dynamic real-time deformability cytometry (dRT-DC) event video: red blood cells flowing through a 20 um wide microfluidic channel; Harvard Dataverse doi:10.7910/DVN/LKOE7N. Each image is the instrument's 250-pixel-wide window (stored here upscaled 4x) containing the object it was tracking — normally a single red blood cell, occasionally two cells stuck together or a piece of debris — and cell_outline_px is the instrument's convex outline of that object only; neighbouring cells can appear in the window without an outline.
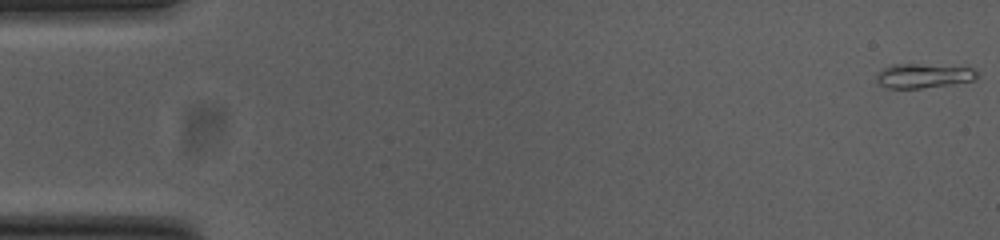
{"species": "common noctule bat (a hibernating species)", "species_latin": "Nyctalus noctula", "temperature_condition": "cold", "stored_images_in_passage": 12, "camera_frame_rate_fps": 3000, "um_per_image_px": 0.085, "animal": {"sex": "female", "body_mass_g": 23.0, "forearm_length_mm": 53.4}, "frame": {"image": 1, "passage_image": 1, "time_ms": 0.0, "image_size_px": [1000, 240], "cell_outline_px": [[980, 76], [976, 80], [920, 88], [888, 88], [880, 84], [876, 80], [876, 76], [884, 68], [892, 64], [916, 64], [972, 68]], "centroid_in_image_um": [78.49, 6.44], "position_along_channel_um": 6.5, "area_um2": 13.99}}